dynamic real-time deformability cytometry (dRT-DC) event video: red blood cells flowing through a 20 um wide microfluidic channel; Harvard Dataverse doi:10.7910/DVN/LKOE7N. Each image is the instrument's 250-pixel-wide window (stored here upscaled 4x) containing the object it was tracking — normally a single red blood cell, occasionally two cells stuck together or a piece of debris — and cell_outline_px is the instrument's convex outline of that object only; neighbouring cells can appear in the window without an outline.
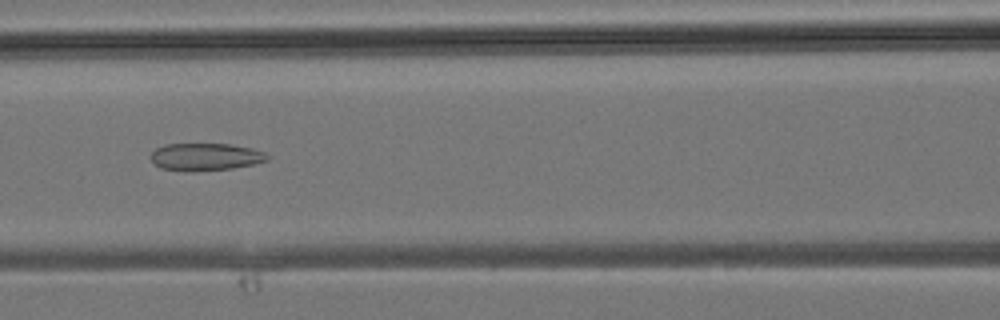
{"species": "common noctule bat (a hibernating species)", "species_latin": "Nyctalus noctula", "temperature_condition": "room temperature", "stored_images_in_passage": 25, "camera_frame_rate_fps": 3000, "um_per_image_px": 0.085, "animal": {"sex": "male", "body_mass_g": 19.2, "forearm_length_mm": 51.8}, "frame": {"image": 1, "passage_image": 9, "time_ms": 2.667, "image_size_px": [1000, 320], "cell_outline_px": [[268, 160], [256, 164], [232, 168], [160, 168], [148, 156], [156, 148], [164, 144], [228, 144], [252, 148], [264, 152], [268, 156]], "centroid_in_image_um": [17.5, 13.27], "position_along_channel_um": 149.1, "area_um2": 17.69}}
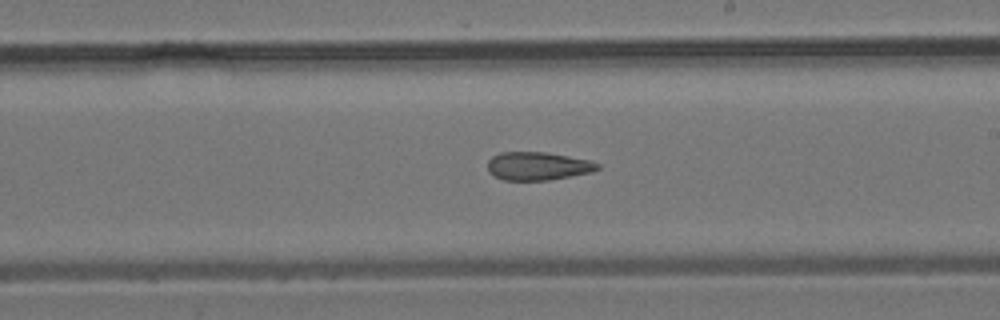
{"frame": {"image": 2, "passage_image": 14, "time_ms": 4.333, "image_size_px": [1000, 320], "cell_outline_px": [[600, 168], [592, 172], [548, 180], [504, 180], [488, 172], [488, 160], [492, 156], [500, 152], [544, 152], [568, 156], [588, 160], [600, 164]], "centroid_in_image_um": [45.7, 14.11], "position_along_channel_um": 243.3, "area_um2": 17.98}}
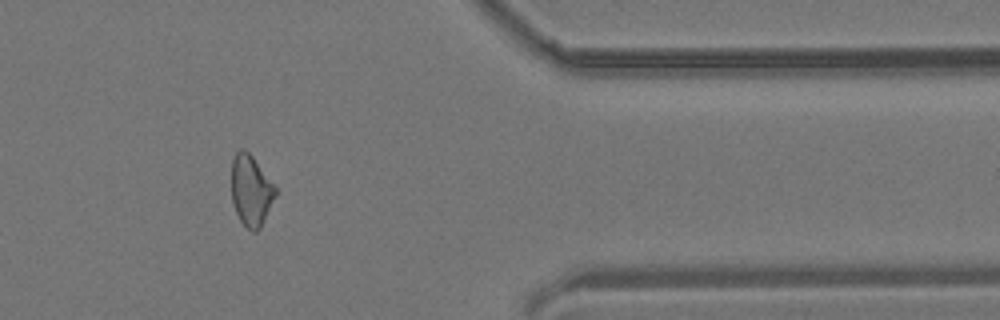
{"frame": {"image": 3, "passage_image": 23, "time_ms": 7.333, "image_size_px": [1000, 320], "cell_outline_px": [[276, 196], [260, 228], [256, 232], [252, 232], [240, 220], [236, 212], [232, 200], [232, 160], [236, 152], [240, 148], [244, 148], [252, 156], [276, 188]], "centroid_in_image_um": [21.33, 16.19], "position_along_channel_um": 390.1, "area_um2": 17.92}}